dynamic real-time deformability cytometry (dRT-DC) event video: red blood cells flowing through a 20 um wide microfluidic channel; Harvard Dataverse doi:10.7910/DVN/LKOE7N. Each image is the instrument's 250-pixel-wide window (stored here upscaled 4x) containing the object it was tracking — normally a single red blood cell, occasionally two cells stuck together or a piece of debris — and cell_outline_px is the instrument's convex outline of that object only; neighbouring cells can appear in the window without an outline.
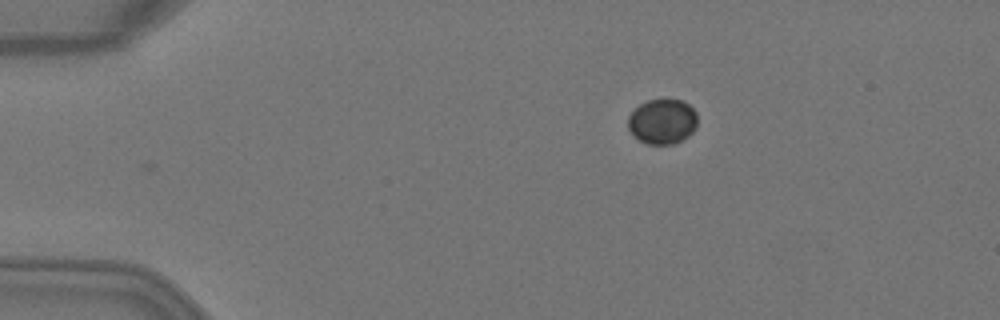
{"species": "Egyptian fruit bat (a non-hibernating species)", "species_latin": "Rousettus aegyptiacus", "temperature_condition": "warm", "stored_images_in_passage": 42, "camera_frame_rate_fps": 3000, "um_per_image_px": 0.085, "animal": {"sex": "female"}, "frame": {"image": 1, "passage_image": 1, "time_ms": 0.0, "image_size_px": [1000, 320], "cell_outline_px": [[696, 128], [688, 136], [672, 144], [648, 144], [632, 136], [628, 128], [628, 116], [640, 104], [648, 100], [680, 100], [688, 104], [696, 112]], "centroid_in_image_um": [56.28, 10.34], "position_along_channel_um": 28.7, "area_um2": 18.09}}
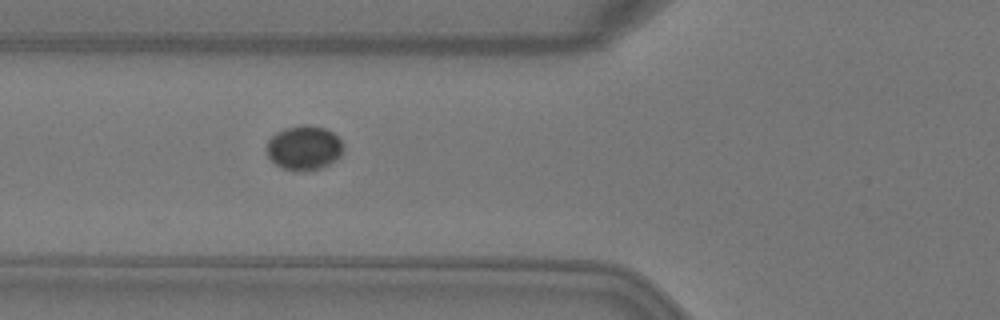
{"frame": {"image": 2, "passage_image": 11, "time_ms": 3.333, "image_size_px": [1000, 320], "cell_outline_px": [[344, 144], [340, 156], [328, 164], [320, 168], [284, 168], [276, 164], [268, 156], [268, 140], [276, 132], [284, 128], [304, 124], [308, 124], [324, 128], [332, 132]], "centroid_in_image_um": [25.85, 12.5], "position_along_channel_um": 99.9, "area_um2": 19.13}}
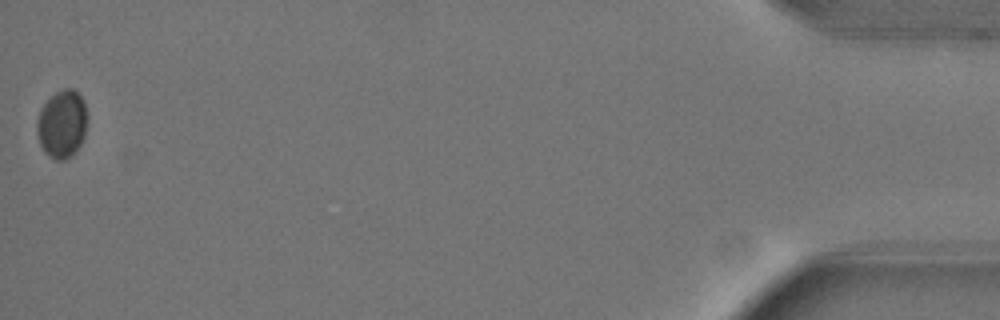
{"frame": {"image": 3, "passage_image": 42, "time_ms": 13.667, "image_size_px": [1000, 320], "cell_outline_px": [[88, 120], [84, 136], [76, 152], [72, 156], [64, 160], [56, 160], [44, 152], [40, 144], [36, 132], [36, 120], [40, 108], [56, 92], [64, 88], [72, 88], [84, 100], [88, 116]], "centroid_in_image_um": [5.28, 10.55], "position_along_channel_um": 429.9, "area_um2": 20.23}}